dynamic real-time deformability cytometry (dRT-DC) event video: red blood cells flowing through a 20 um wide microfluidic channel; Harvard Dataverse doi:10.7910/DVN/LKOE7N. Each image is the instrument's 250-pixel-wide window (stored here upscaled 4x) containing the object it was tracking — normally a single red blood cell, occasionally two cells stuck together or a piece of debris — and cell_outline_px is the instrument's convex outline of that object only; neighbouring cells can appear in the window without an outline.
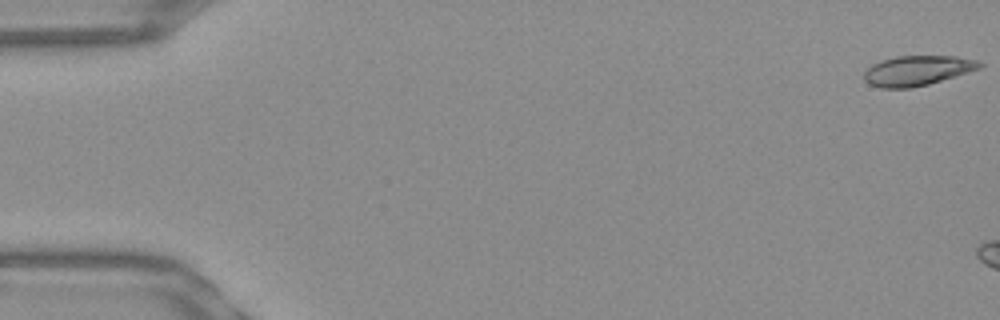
{"species": "Egyptian fruit bat (a non-hibernating species)", "species_latin": "Rousettus aegyptiacus", "temperature_condition": "warm", "stored_images_in_passage": 6, "camera_frame_rate_fps": 3000, "um_per_image_px": 0.085, "frame": {"image": 1, "passage_image": 1, "time_ms": 0.0, "image_size_px": [1000, 320], "cell_outline_px": [[984, 64], [980, 68], [968, 72], [928, 84], [912, 88], [880, 88], [868, 84], [864, 80], [864, 72], [872, 64], [880, 60], [896, 56], [956, 56], [976, 60]], "centroid_in_image_um": [77.93, 6.0], "position_along_channel_um": 7.1, "area_um2": 20.17}}